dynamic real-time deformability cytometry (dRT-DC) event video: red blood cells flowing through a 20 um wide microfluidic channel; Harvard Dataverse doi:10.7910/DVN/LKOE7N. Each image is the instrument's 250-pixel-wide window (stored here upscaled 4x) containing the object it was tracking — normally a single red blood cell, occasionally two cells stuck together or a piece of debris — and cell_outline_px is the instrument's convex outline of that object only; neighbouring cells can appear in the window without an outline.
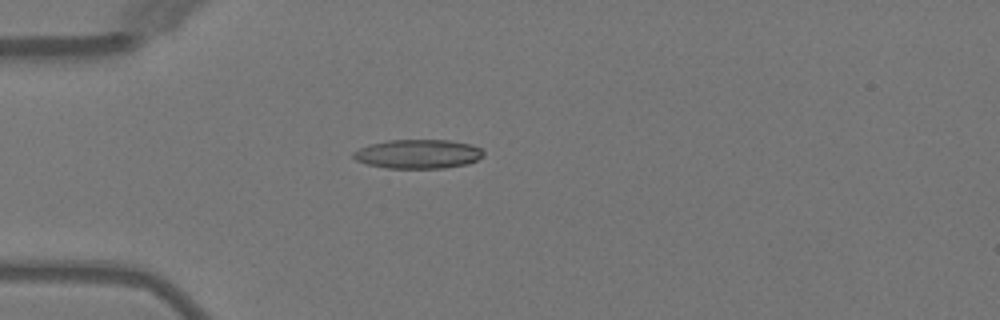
{"species": "Egyptian fruit bat (a non-hibernating species)", "species_latin": "Rousettus aegyptiacus", "temperature_condition": "warm", "stored_images_in_passage": 5, "camera_frame_rate_fps": 3000, "um_per_image_px": 0.085, "animal": {"sex": "female"}, "frame": {"image": 1, "passage_image": 5, "time_ms": 4.667, "image_size_px": [1000, 320], "cell_outline_px": [[484, 156], [468, 164], [444, 168], [388, 168], [368, 164], [356, 160], [352, 156], [352, 152], [368, 144], [388, 140], [448, 140], [468, 144], [480, 148], [484, 152]], "centroid_in_image_um": [35.52, 13.09], "position_along_channel_um": 49.5, "area_um2": 22.02}}